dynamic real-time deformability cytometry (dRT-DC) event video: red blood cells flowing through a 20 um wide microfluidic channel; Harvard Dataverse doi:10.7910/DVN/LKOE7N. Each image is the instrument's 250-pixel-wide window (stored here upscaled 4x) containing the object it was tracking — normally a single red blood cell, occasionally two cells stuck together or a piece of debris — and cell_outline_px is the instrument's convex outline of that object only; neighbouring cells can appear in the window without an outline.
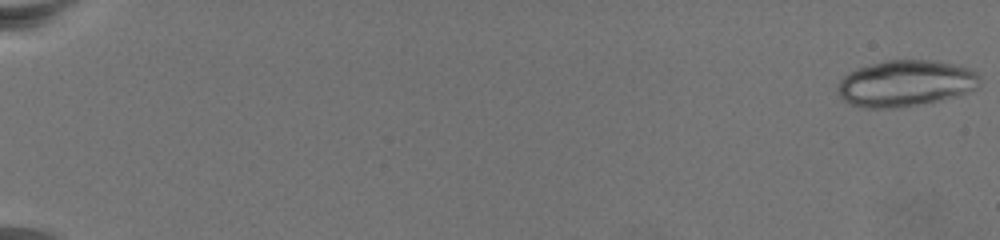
{"species": "common noctule bat (a hibernating species)", "species_latin": "Nyctalus noctula", "temperature_condition": "warm", "stored_images_in_passage": 38, "camera_frame_rate_fps": 3000, "um_per_image_px": 0.085, "animal": {"sex": "female", "body_mass_g": 19.5, "forearm_length_mm": 54.1}, "frame": {"image": 1, "passage_image": 1, "time_ms": 0.0, "image_size_px": [1000, 240], "cell_outline_px": [[980, 80], [976, 88], [940, 100], [896, 108], [864, 108], [852, 104], [844, 100], [836, 92], [836, 88], [840, 80], [844, 76], [860, 68], [872, 64], [888, 60], [924, 60], [948, 64], [964, 68], [976, 72], [980, 76]], "centroid_in_image_um": [76.91, 7.1], "position_along_channel_um": 8.1, "area_um2": 37.45}}